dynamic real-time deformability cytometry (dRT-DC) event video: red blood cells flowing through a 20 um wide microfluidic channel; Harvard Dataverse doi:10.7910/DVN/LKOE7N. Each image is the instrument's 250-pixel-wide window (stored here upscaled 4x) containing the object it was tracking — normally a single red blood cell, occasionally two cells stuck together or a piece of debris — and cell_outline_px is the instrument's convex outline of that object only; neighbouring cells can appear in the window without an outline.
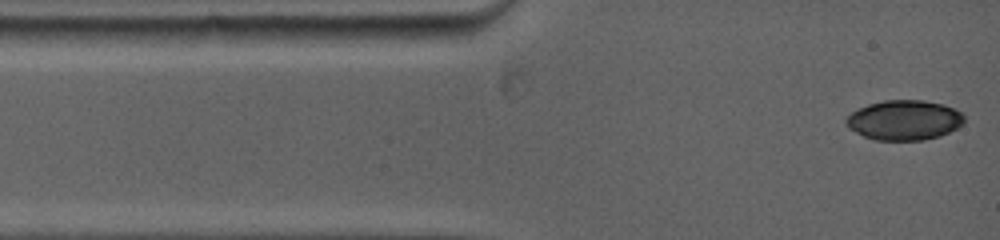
{"species": "common noctule bat (a hibernating species)", "species_latin": "Nyctalus noctula", "temperature_condition": "warm", "stored_images_in_passage": 66, "camera_frame_rate_fps": 5000, "um_per_image_px": 0.085, "animal": {"sex": "female", "body_mass_g": 19.0, "forearm_length_mm": 53.3}, "frame": {"image": 1, "passage_image": 1, "time_ms": 0.0, "image_size_px": [1000, 240], "cell_outline_px": [[964, 124], [940, 136], [924, 140], [872, 140], [848, 128], [844, 120], [852, 112], [868, 104], [884, 100], [924, 100], [944, 104], [960, 112], [964, 116]], "centroid_in_image_um": [76.85, 10.21], "position_along_channel_um": 8.1, "area_um2": 27.51}}
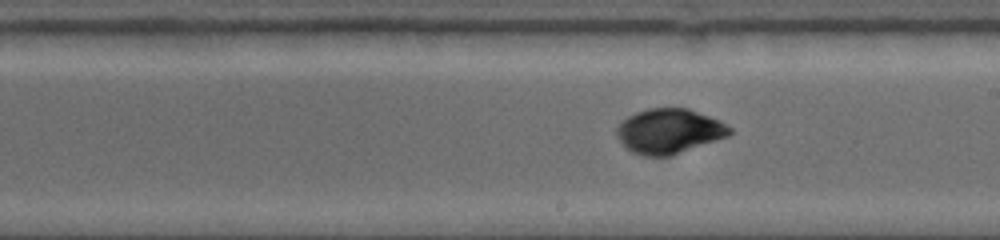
{"frame": {"image": 2, "passage_image": 38, "time_ms": 6.8, "image_size_px": [1000, 240], "cell_outline_px": [[732, 132], [728, 136], [672, 156], [644, 156], [632, 152], [616, 136], [616, 128], [628, 116], [636, 112], [648, 108], [688, 108], [708, 116], [732, 128]], "centroid_in_image_um": [56.86, 11.16], "position_along_channel_um": 232.1, "area_um2": 29.25}}
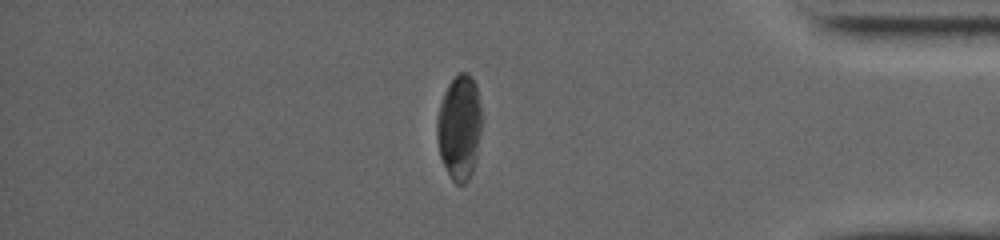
{"frame": {"image": 3, "passage_image": 66, "time_ms": 11.8, "image_size_px": [1000, 240], "cell_outline_px": [[480, 132], [476, 160], [472, 172], [468, 180], [464, 184], [456, 184], [452, 180], [440, 156], [436, 136], [436, 120], [440, 104], [444, 92], [448, 84], [460, 72], [468, 72], [472, 76], [476, 84], [480, 108]], "centroid_in_image_um": [39.03, 10.82], "position_along_channel_um": 396.2, "area_um2": 27.28}, "authors_computed_cell_mechanics": {"area_um2": 29.1023, "velocity_mm_per_s": 3.9144, "shape_relaxation_time_tau1_ms": 2.9778, "shape_relaxation_time_tau2_ms": 2.3112, "deformation_change_tau1": 0.1447, "deformation_change_tau2": 0.0418}}